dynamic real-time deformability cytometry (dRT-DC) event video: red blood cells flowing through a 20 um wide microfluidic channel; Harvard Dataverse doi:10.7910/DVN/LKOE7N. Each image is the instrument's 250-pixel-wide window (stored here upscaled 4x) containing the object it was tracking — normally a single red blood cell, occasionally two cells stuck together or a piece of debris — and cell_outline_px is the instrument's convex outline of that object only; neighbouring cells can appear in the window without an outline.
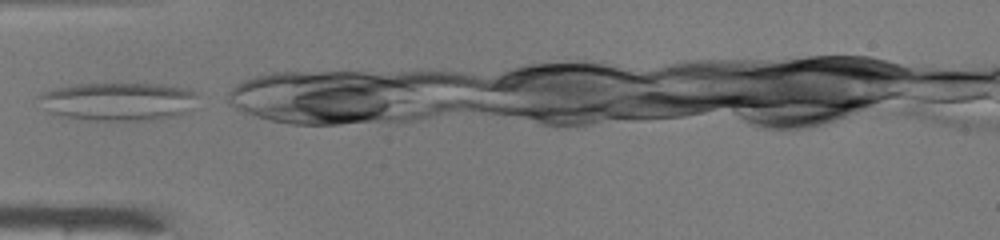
{"species": "common noctule bat (a hibernating species)", "species_latin": "Nyctalus noctula", "temperature_condition": "warm", "stored_images_in_passage": 23, "camera_frame_rate_fps": 3000, "um_per_image_px": 0.085, "animal": {"sex": "male", "body_mass_g": 19.0, "forearm_length_mm": 50.8}, "frame": {"image": 1, "passage_image": 1, "time_ms": 0.0, "image_size_px": [1000, 240], "cell_outline_px": [[196, 96], [184, 112], [172, 116], [148, 120], [88, 120], [64, 116], [52, 112], [40, 96], [44, 92], [76, 84], [156, 84], [184, 88], [196, 92]], "centroid_in_image_um": [10.08, 8.62], "position_along_channel_um": 74.9, "area_um2": 33.93}}